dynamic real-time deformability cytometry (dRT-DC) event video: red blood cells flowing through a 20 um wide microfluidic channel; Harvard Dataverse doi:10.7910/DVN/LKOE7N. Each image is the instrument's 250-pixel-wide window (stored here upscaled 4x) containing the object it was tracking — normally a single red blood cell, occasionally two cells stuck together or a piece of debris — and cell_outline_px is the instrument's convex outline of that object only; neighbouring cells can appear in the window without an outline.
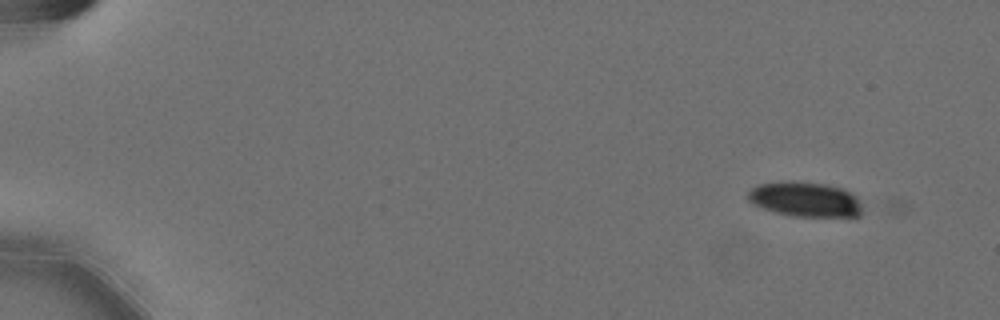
{"species": "Egyptian fruit bat (a non-hibernating species)", "species_latin": "Rousettus aegyptiacus", "temperature_condition": "cold", "stored_images_in_passage": 5, "camera_frame_rate_fps": 3000, "um_per_image_px": 0.085, "animal": {"sex": "female"}, "frame": {"image": 1, "passage_image": 2, "time_ms": 0.333, "image_size_px": [1000, 320], "cell_outline_px": [[860, 216], [792, 216], [776, 212], [752, 204], [748, 200], [748, 192], [752, 188], [760, 184], [828, 184], [844, 188], [860, 204]], "centroid_in_image_um": [68.43, 16.99], "position_along_channel_um": 16.6, "area_um2": 21.96}}